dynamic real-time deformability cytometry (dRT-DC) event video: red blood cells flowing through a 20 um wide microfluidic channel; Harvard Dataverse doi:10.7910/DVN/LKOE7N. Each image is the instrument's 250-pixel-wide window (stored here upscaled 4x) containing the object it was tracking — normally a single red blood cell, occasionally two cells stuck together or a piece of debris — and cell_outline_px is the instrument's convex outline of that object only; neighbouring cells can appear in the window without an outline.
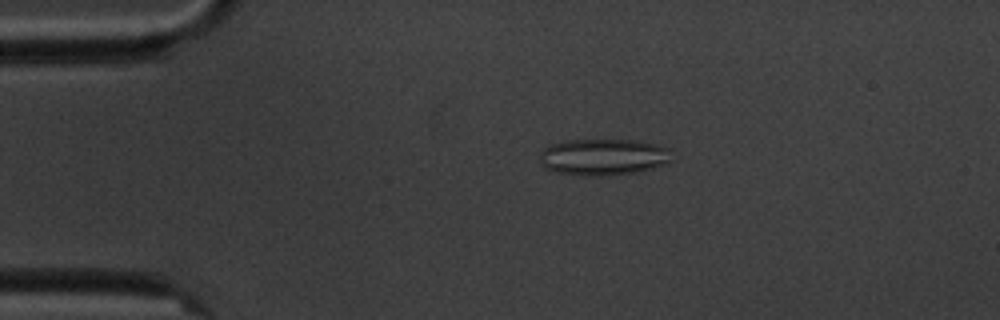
{"species": "common noctule bat (a hibernating species)", "species_latin": "Nyctalus noctula", "temperature_condition": "cold", "stored_images_in_passage": 7, "camera_frame_rate_fps": 3000, "um_per_image_px": 0.085, "animal": {"sex": "male", "body_mass_g": 20.1, "forearm_length_mm": 53.5}, "frame": {"image": 1, "passage_image": 4, "time_ms": 3.333, "image_size_px": [1000, 320], "cell_outline_px": [[668, 160], [664, 164], [652, 168], [632, 172], [596, 176], [584, 176], [556, 172], [544, 168], [540, 164], [540, 152], [544, 148], [552, 144], [568, 140], [636, 140], [656, 144], [668, 148]], "centroid_in_image_um": [51.19, 13.34], "position_along_channel_um": 33.8, "area_um2": 27.74}}
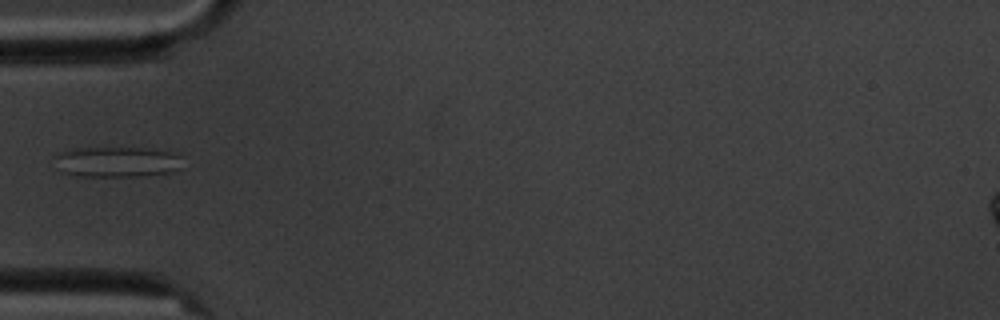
{"frame": {"image": 2, "passage_image": 6, "time_ms": 5.667, "image_size_px": [1000, 320], "cell_outline_px": [[180, 168], [172, 172], [148, 176], [80, 176], [64, 172], [52, 156], [56, 152], [72, 148], [140, 148], [176, 152], [180, 156]], "centroid_in_image_um": [9.94, 13.75], "position_along_channel_um": 75.1, "area_um2": 22.83}}
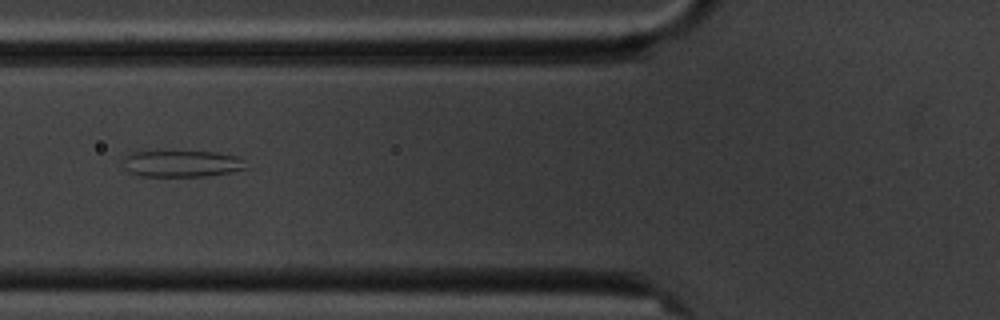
{"frame": {"image": 3, "passage_image": 7, "time_ms": 6.667, "image_size_px": [1000, 320], "cell_outline_px": [[252, 168], [232, 172], [204, 176], [136, 176], [128, 172], [124, 160], [124, 156], [132, 152], [156, 148], [164, 148], [216, 152], [236, 156], [244, 160]], "centroid_in_image_um": [15.45, 13.85], "position_along_channel_um": 110.4, "area_um2": 20.4}}